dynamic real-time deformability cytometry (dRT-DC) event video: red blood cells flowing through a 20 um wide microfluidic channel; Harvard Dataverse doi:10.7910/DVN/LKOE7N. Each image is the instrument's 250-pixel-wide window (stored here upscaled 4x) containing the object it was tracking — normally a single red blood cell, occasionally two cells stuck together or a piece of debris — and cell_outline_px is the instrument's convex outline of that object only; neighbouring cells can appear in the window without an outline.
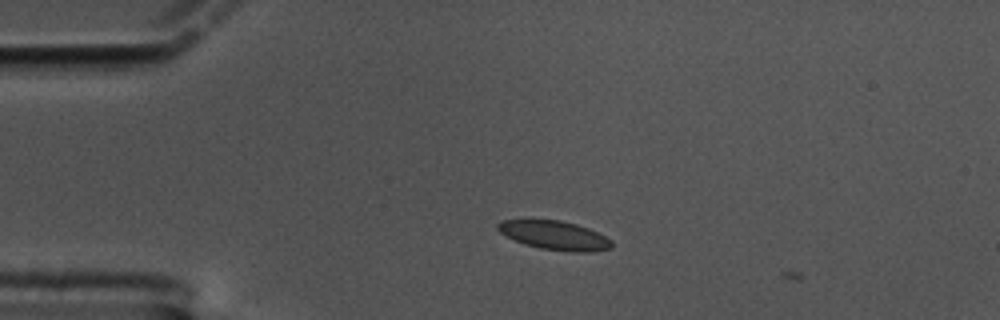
{"species": "common noctule bat (a hibernating species)", "species_latin": "Nyctalus noctula", "temperature_condition": "cold", "stored_images_in_passage": 6, "camera_frame_rate_fps": 3000, "um_per_image_px": 0.085, "animal": {"sex": "male", "body_mass_g": 17.5, "forearm_length_mm": 52.3}, "frame": {"image": 1, "passage_image": 3, "time_ms": 0.667, "image_size_px": [1000, 320], "cell_outline_px": [[612, 248], [592, 252], [568, 252], [540, 248], [524, 244], [500, 232], [496, 228], [496, 224], [500, 220], [560, 220], [576, 224], [588, 228], [612, 240]], "centroid_in_image_um": [47.15, 20.01], "position_along_channel_um": 37.9, "area_um2": 19.13}}